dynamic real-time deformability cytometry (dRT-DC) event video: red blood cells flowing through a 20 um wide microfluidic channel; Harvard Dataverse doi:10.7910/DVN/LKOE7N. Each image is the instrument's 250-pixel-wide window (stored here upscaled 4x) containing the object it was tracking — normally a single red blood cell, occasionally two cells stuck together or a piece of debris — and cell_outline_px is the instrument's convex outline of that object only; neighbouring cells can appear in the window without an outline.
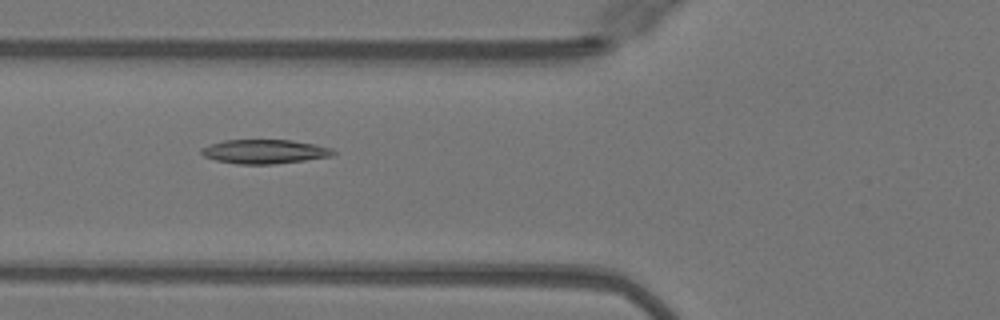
{"species": "Egyptian fruit bat (a non-hibernating species)", "species_latin": "Rousettus aegyptiacus", "temperature_condition": "warm", "stored_images_in_passage": 30, "camera_frame_rate_fps": 3000, "um_per_image_px": 0.085, "animal": {"sex": "female"}, "frame": {"image": 1, "passage_image": 5, "time_ms": 1.333, "image_size_px": [1000, 320], "cell_outline_px": [[336, 152], [332, 156], [304, 160], [272, 164], [236, 164], [216, 160], [204, 156], [200, 152], [200, 148], [224, 140], [292, 140], [332, 148]], "centroid_in_image_um": [22.47, 12.88], "position_along_channel_um": 103.3, "area_um2": 18.38}}
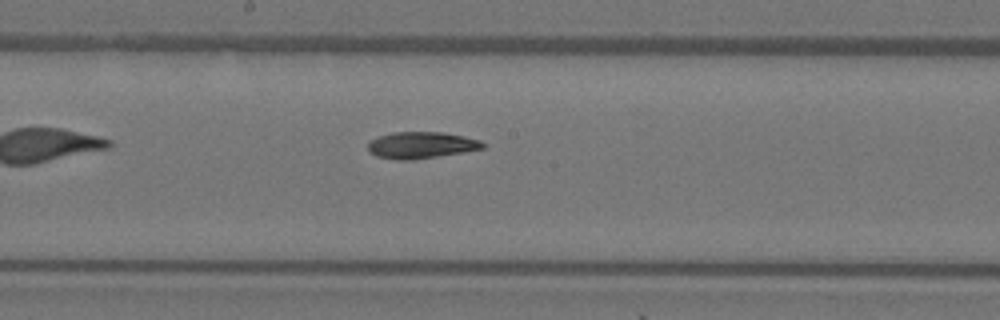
{"frame": {"image": 2, "passage_image": 13, "time_ms": 4.0, "image_size_px": [1000, 320], "cell_outline_px": [[484, 148], [464, 152], [412, 160], [396, 160], [376, 156], [368, 152], [368, 140], [392, 132], [444, 132], [464, 136], [480, 140], [484, 144]], "centroid_in_image_um": [35.77, 12.34], "position_along_channel_um": 212.4, "area_um2": 17.92}}
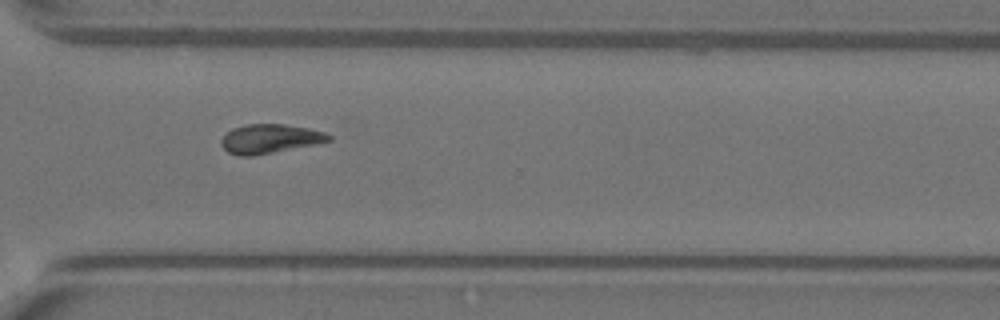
{"frame": {"image": 3, "passage_image": 23, "time_ms": 7.333, "image_size_px": [1000, 320], "cell_outline_px": [[332, 140], [316, 144], [252, 156], [240, 156], [228, 152], [220, 144], [220, 140], [232, 128], [244, 124], [284, 124], [308, 128], [324, 132], [332, 136]], "centroid_in_image_um": [22.93, 11.79], "position_along_channel_um": 347.7, "area_um2": 18.21}}